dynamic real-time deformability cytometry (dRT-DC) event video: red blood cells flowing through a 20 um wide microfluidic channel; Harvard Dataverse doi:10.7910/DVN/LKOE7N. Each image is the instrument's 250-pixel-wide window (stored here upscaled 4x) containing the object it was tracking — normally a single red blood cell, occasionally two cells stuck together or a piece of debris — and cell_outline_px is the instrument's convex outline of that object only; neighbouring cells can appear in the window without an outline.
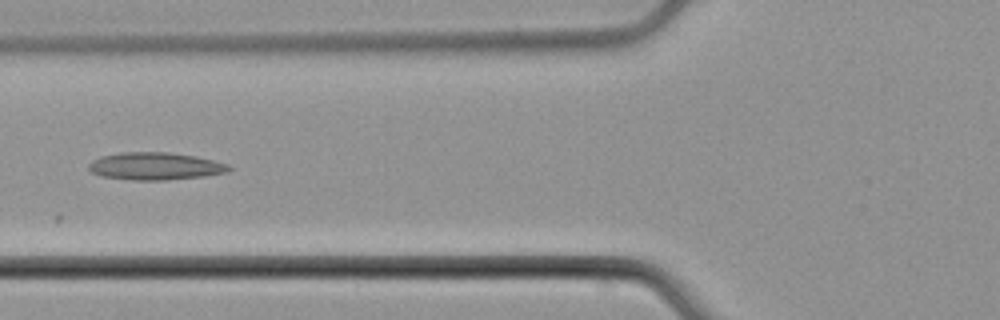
{"species": "common noctule bat (a hibernating species)", "species_latin": "Nyctalus noctula", "temperature_condition": "cold", "stored_images_in_passage": 5, "camera_frame_rate_fps": 3000, "um_per_image_px": 0.085, "animal": {"sex": "male", "body_mass_g": 21.5, "forearm_length_mm": 52.0}, "frame": {"image": 1, "passage_image": 4, "time_ms": 3.667, "image_size_px": [1000, 320], "cell_outline_px": [[232, 168], [228, 172], [204, 176], [168, 180], [132, 180], [100, 176], [92, 172], [88, 168], [88, 164], [92, 160], [100, 156], [124, 152], [168, 152], [196, 156], [228, 164]], "centroid_in_image_um": [13.18, 14.12], "position_along_channel_um": 112.6, "area_um2": 22.54}}